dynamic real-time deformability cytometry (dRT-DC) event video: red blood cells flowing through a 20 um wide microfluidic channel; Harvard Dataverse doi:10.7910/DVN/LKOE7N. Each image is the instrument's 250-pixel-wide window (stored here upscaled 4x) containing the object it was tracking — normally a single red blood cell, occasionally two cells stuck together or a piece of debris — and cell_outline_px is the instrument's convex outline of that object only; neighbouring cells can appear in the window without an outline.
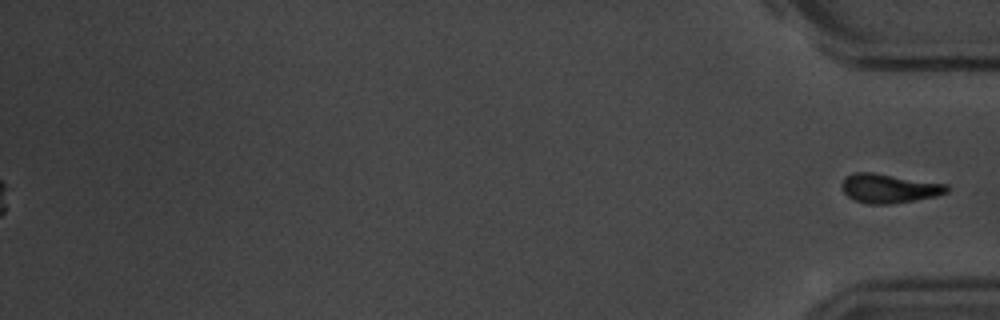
{"species": "common noctule bat (a hibernating species)", "species_latin": "Nyctalus noctula", "temperature_condition": "room temperature", "stored_images_in_passage": 59, "camera_frame_rate_fps": 3000, "um_per_image_px": 0.085, "animal": {"sex": "male", "body_mass_g": 20.1, "forearm_length_mm": 53.5}, "frame": {"image": 1, "passage_image": 59, "time_ms": 19.333, "image_size_px": [1000, 320], "cell_outline_px": [[948, 192], [936, 196], [892, 204], [868, 204], [856, 200], [848, 196], [844, 192], [844, 176], [852, 172], [872, 172], [948, 184]], "centroid_in_image_um": [75.59, 16.0], "position_along_channel_um": 359.6, "area_um2": 17.69}}